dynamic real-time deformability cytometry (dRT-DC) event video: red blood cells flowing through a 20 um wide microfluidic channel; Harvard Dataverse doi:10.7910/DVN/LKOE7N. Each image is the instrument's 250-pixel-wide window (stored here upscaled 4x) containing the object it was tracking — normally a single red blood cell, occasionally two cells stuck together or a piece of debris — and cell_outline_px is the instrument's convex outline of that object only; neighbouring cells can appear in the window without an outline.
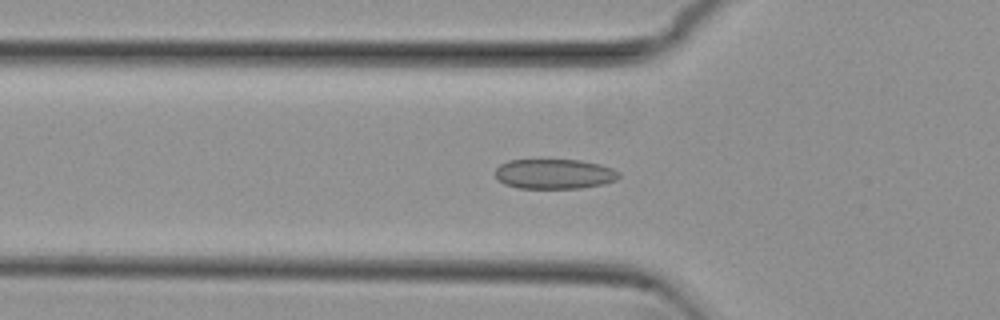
{"species": "common noctule bat (a hibernating species)", "species_latin": "Nyctalus noctula", "temperature_condition": "cold", "stored_images_in_passage": 54, "camera_frame_rate_fps": 3000, "um_per_image_px": 0.085, "animal": {"sex": "female", "body_mass_g": 29.2, "forearm_length_mm": 56.3}, "frame": {"image": 1, "passage_image": 18, "time_ms": 5.667, "image_size_px": [1000, 320], "cell_outline_px": [[620, 176], [616, 180], [604, 184], [580, 188], [520, 188], [504, 184], [496, 176], [496, 168], [500, 164], [508, 160], [580, 160], [600, 164], [612, 168], [620, 172]], "centroid_in_image_um": [47.15, 14.78], "position_along_channel_um": 78.7, "area_um2": 21.56}}
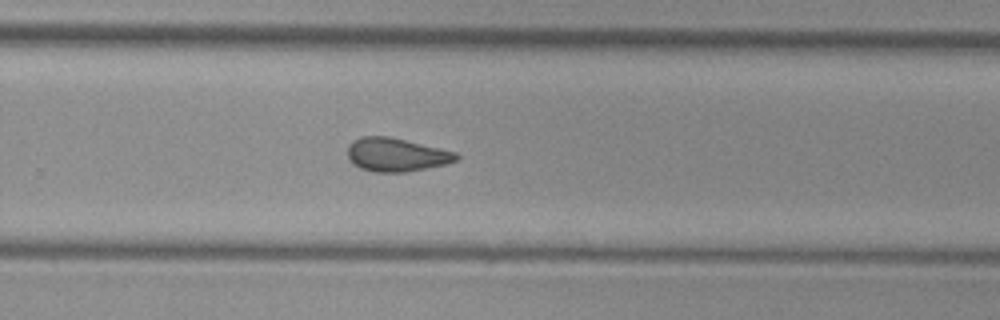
{"frame": {"image": 2, "passage_image": 35, "time_ms": 11.333, "image_size_px": [1000, 320], "cell_outline_px": [[460, 156], [456, 160], [444, 164], [404, 172], [372, 172], [360, 168], [352, 164], [348, 156], [348, 144], [352, 140], [360, 136], [388, 136], [456, 152]], "centroid_in_image_um": [33.62, 13.14], "position_along_channel_um": 296.2, "area_um2": 21.1}}
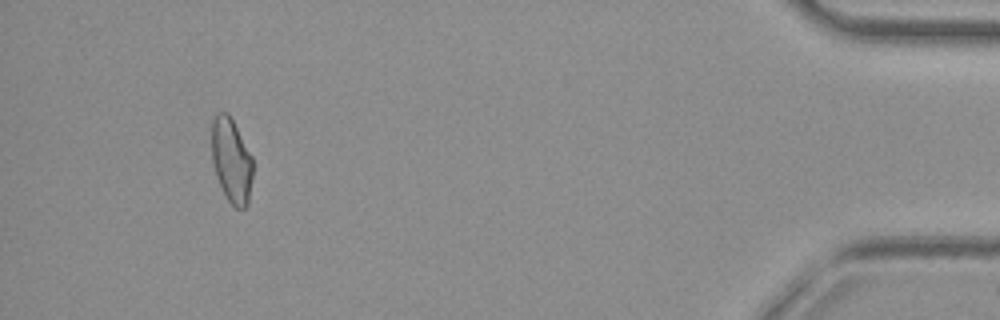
{"frame": {"image": 3, "passage_image": 50, "time_ms": 16.333, "image_size_px": [1000, 320], "cell_outline_px": [[252, 176], [248, 204], [244, 208], [236, 208], [228, 200], [216, 176], [212, 164], [212, 120], [216, 112], [228, 112], [252, 156]], "centroid_in_image_um": [19.66, 13.62], "position_along_channel_um": 415.5, "area_um2": 20.17}, "authors_computed_cell_mechanics": {"area_um2": 21.1548, "velocity_mm_per_s": 3.8317, "shape_relaxation_time_tau1_ms": null, "shape_relaxation_time_tau2_ms": 2.756, "deformation_change_tau1": null, "deformation_change_tau2": 0.0894}}